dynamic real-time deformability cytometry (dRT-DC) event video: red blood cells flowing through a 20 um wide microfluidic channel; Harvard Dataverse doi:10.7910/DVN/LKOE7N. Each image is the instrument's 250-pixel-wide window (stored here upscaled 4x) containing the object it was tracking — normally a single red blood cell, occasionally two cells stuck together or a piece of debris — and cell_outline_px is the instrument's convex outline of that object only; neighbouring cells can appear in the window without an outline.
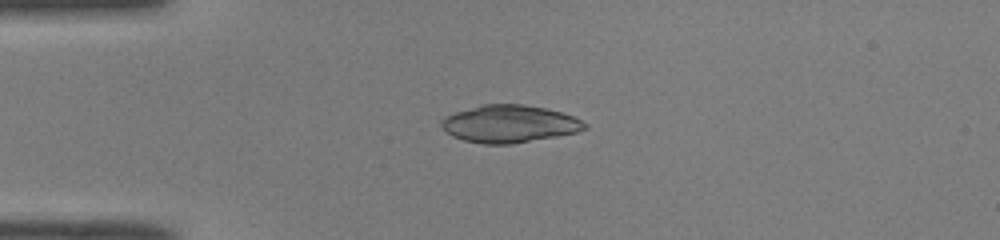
{"species": "common noctule bat (a hibernating species)", "species_latin": "Nyctalus noctula", "temperature_condition": "room temperature", "stored_images_in_passage": 38, "camera_frame_rate_fps": 3000, "um_per_image_px": 0.085, "animal": {"sex": "male", "body_mass_g": 19.0, "forearm_length_mm": 50.8}, "frame": {"image": 1, "passage_image": 1, "time_ms": 0.0, "image_size_px": [1000, 240], "cell_outline_px": [[588, 128], [576, 132], [556, 136], [512, 144], [484, 144], [464, 140], [452, 136], [440, 128], [440, 120], [444, 116], [456, 112], [484, 104], [524, 104], [544, 108], [560, 112], [572, 116], [588, 124]], "centroid_in_image_um": [43.26, 10.53], "position_along_channel_um": 41.7, "area_um2": 31.21}}